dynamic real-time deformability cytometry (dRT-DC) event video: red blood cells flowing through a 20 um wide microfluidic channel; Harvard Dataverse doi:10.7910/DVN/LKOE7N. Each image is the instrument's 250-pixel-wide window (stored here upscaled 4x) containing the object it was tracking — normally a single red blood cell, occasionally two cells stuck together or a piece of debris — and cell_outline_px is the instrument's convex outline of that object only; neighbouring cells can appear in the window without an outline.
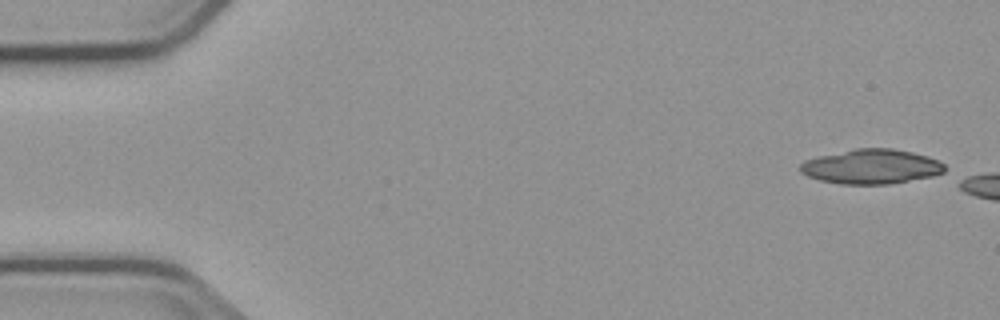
{"species": "common noctule bat (a hibernating species)", "species_latin": "Nyctalus noctula", "temperature_condition": "cold", "stored_images_in_passage": 3, "camera_frame_rate_fps": 3000, "um_per_image_px": 0.085, "animal": {"sex": "male", "body_mass_g": 23.1, "forearm_length_mm": 52.7}, "frame": {"image": 1, "passage_image": 1, "time_ms": 0.0, "image_size_px": [1000, 320], "cell_outline_px": [[944, 172], [932, 176], [888, 184], [840, 184], [820, 180], [808, 176], [800, 172], [800, 164], [804, 160], [820, 156], [856, 148], [892, 148], [912, 152], [928, 156], [944, 164]], "centroid_in_image_um": [74.04, 14.16], "position_along_channel_um": 11.0, "area_um2": 28.96}}